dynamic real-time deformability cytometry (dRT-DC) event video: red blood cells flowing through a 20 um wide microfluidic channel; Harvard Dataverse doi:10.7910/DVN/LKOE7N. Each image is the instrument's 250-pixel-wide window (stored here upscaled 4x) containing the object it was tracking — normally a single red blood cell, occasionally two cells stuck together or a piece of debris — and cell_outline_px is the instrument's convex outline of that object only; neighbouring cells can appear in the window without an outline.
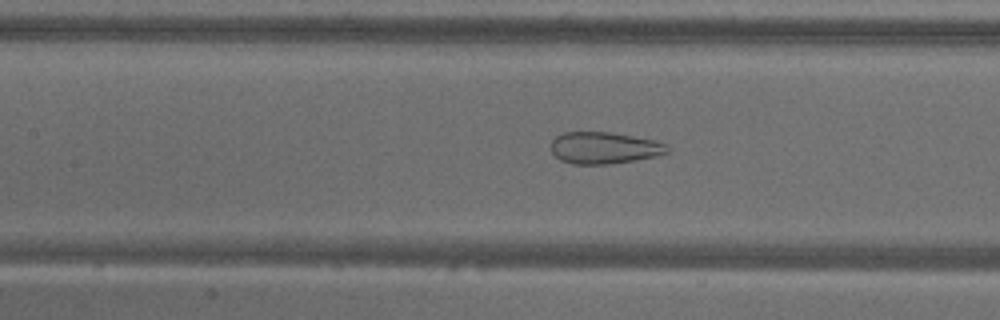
{"species": "common noctule bat (a hibernating species)", "species_latin": "Nyctalus noctula", "temperature_condition": "warm", "stored_images_in_passage": 42, "camera_frame_rate_fps": 3000, "um_per_image_px": 0.085, "animal": {"sex": "male", "body_mass_g": 18.8}, "frame": {"image": 1, "passage_image": 13, "time_ms": 4.0, "image_size_px": [1000, 320], "cell_outline_px": [[668, 152], [656, 156], [636, 160], [608, 164], [572, 164], [560, 160], [552, 152], [552, 140], [556, 136], [564, 132], [608, 132], [656, 140], [668, 144]], "centroid_in_image_um": [51.37, 12.57], "position_along_channel_um": 156.0, "area_um2": 21.5}}
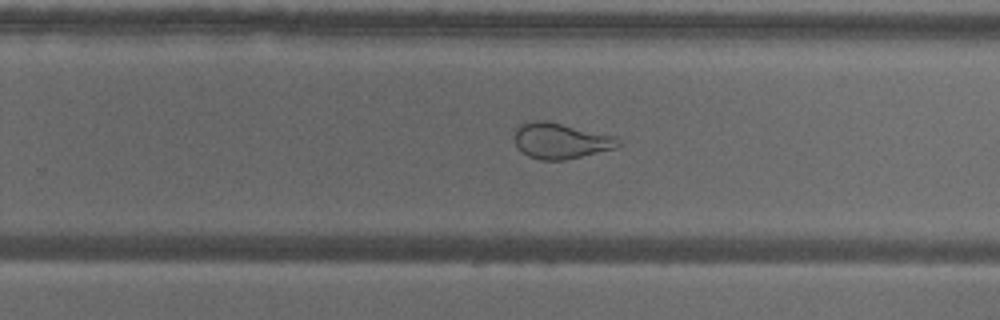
{"frame": {"image": 2, "passage_image": 23, "time_ms": 7.333, "image_size_px": [1000, 320], "cell_outline_px": [[624, 144], [616, 148], [564, 160], [540, 160], [528, 156], [520, 152], [512, 136], [516, 124], [524, 120], [544, 120], [616, 136]], "centroid_in_image_um": [47.59, 11.95], "position_along_channel_um": 282.2, "area_um2": 22.14}}
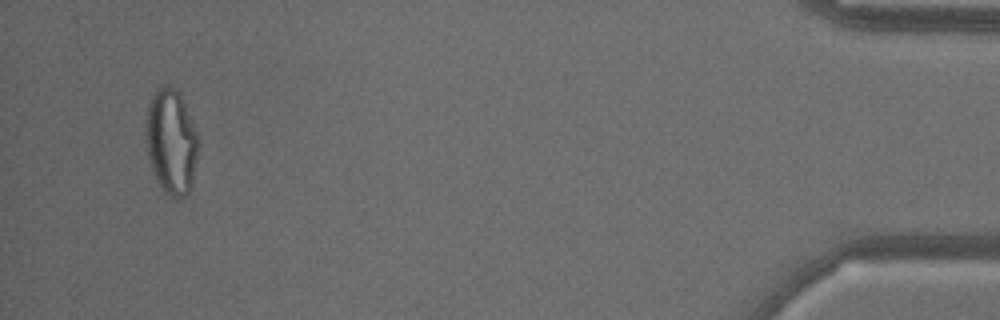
{"frame": {"image": 3, "passage_image": 40, "time_ms": 13.0, "image_size_px": [1000, 320], "cell_outline_px": [[196, 160], [192, 188], [184, 196], [176, 200], [172, 200], [164, 192], [156, 180], [148, 156], [144, 140], [144, 128], [148, 104], [156, 88], [164, 84], [168, 84], [176, 88], [180, 92], [196, 132]], "centroid_in_image_um": [14.51, 12.04], "position_along_channel_um": 420.7, "area_um2": 32.6}, "authors_computed_cell_mechanics": {"area_um2": 28.0619, "velocity_mm_per_s": 3.7944, "shape_relaxation_time_tau1_ms": null, "shape_relaxation_time_tau2_ms": 0.936, "deformation_change_tau1": null, "deformation_change_tau2": 0.0922}}